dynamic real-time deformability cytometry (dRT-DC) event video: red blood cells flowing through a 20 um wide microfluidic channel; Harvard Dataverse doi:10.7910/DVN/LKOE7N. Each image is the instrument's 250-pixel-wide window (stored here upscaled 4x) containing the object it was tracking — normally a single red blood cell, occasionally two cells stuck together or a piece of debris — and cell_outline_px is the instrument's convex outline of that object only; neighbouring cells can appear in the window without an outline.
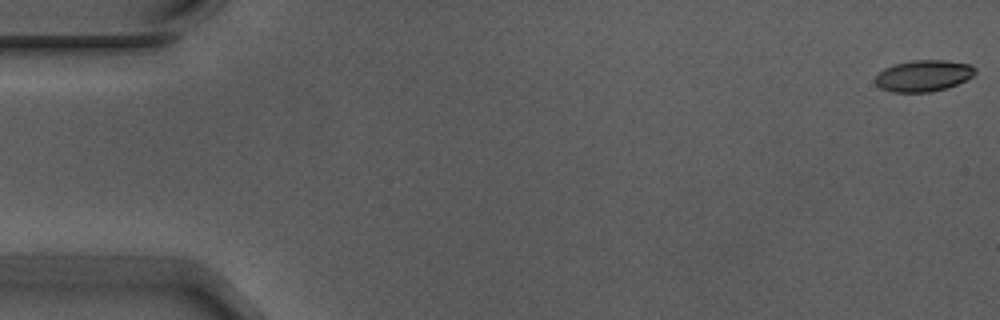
{"species": "Egyptian fruit bat (a non-hibernating species)", "species_latin": "Rousettus aegyptiacus", "temperature_condition": "warm", "stored_images_in_passage": 9, "camera_frame_rate_fps": 3000, "um_per_image_px": 0.085, "animal": {"sex": "male"}, "frame": {"image": 1, "passage_image": 1, "time_ms": 0.0, "image_size_px": [1000, 320], "cell_outline_px": [[976, 72], [972, 76], [948, 88], [928, 92], [892, 92], [880, 88], [876, 84], [876, 76], [884, 68], [896, 64], [912, 60], [944, 60], [972, 64], [976, 68]], "centroid_in_image_um": [78.51, 6.43], "position_along_channel_um": 6.5, "area_um2": 18.21}}